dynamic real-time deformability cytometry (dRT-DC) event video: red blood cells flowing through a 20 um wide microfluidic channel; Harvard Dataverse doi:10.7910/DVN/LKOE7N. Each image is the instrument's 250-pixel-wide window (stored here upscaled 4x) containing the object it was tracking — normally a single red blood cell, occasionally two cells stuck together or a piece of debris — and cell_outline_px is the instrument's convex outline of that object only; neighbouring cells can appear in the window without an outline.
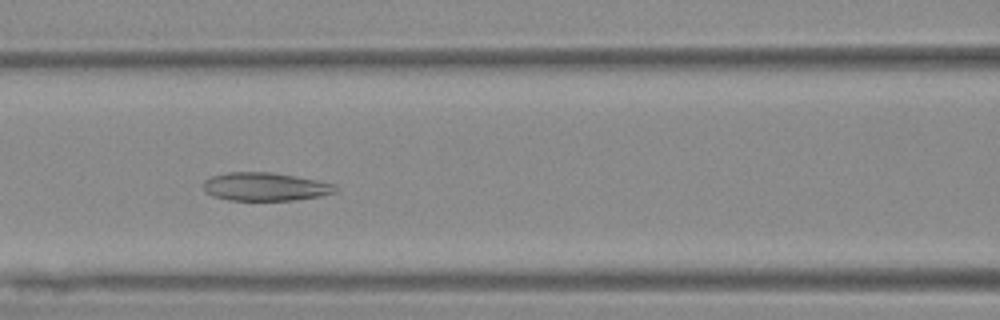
{"species": "Egyptian fruit bat (a non-hibernating species)", "species_latin": "Rousettus aegyptiacus", "temperature_condition": "warm", "stored_images_in_passage": 32, "camera_frame_rate_fps": 3000, "um_per_image_px": 0.085, "animal": {"sex": "female"}, "frame": {"image": 1, "passage_image": 11, "time_ms": 3.333, "image_size_px": [1000, 320], "cell_outline_px": [[340, 188], [336, 192], [320, 196], [296, 200], [228, 200], [212, 196], [204, 192], [204, 180], [212, 176], [228, 172], [272, 172], [296, 176], [316, 180], [332, 184]], "centroid_in_image_um": [22.53, 15.87], "position_along_channel_um": 144.1, "area_um2": 21.85}}
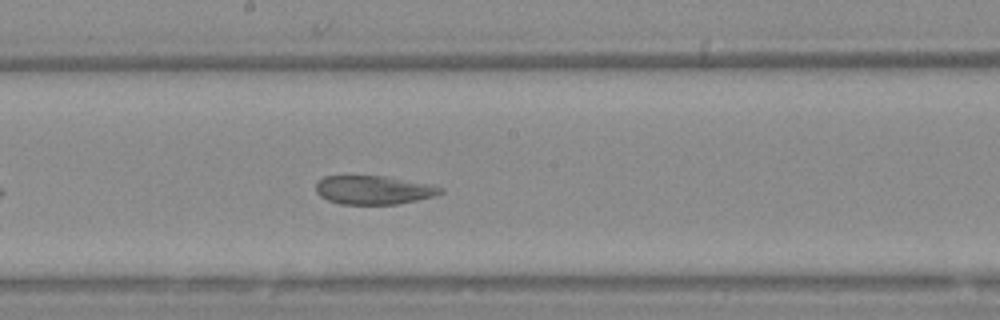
{"frame": {"image": 2, "passage_image": 17, "time_ms": 5.333, "image_size_px": [1000, 320], "cell_outline_px": [[444, 192], [432, 196], [416, 200], [396, 204], [340, 204], [328, 200], [320, 196], [316, 192], [316, 184], [324, 176], [384, 176], [428, 184], [444, 188]], "centroid_in_image_um": [31.73, 16.15], "position_along_channel_um": 216.5, "area_um2": 20.58}}
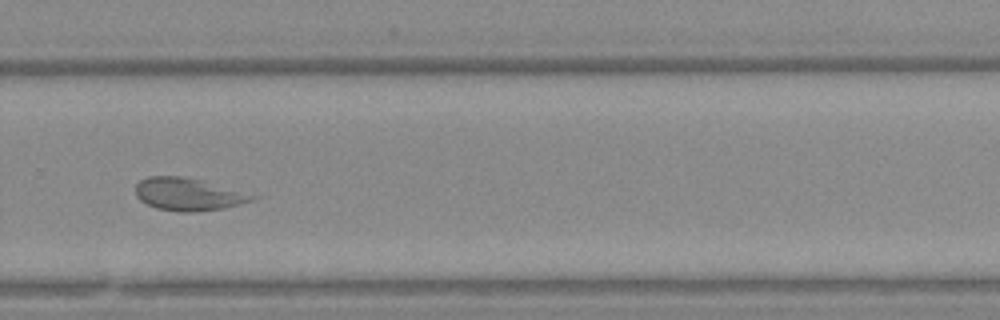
{"frame": {"image": 3, "passage_image": 25, "time_ms": 8.0, "image_size_px": [1000, 320], "cell_outline_px": [[260, 196], [252, 200], [240, 204], [224, 208], [196, 212], [180, 212], [156, 208], [140, 200], [136, 196], [136, 184], [140, 180], [148, 176], [176, 176], [200, 180]], "centroid_in_image_um": [15.98, 16.52], "position_along_channel_um": 313.8, "area_um2": 21.96}, "authors_computed_cell_mechanics": {"area_um2": 22.0218, "velocity_mm_per_s": 3.6514, "shape_relaxation_time_tau1_ms": null, "shape_relaxation_time_tau2_ms": 2.0931, "deformation_change_tau1": null, "deformation_change_tau2": 0.0794}}